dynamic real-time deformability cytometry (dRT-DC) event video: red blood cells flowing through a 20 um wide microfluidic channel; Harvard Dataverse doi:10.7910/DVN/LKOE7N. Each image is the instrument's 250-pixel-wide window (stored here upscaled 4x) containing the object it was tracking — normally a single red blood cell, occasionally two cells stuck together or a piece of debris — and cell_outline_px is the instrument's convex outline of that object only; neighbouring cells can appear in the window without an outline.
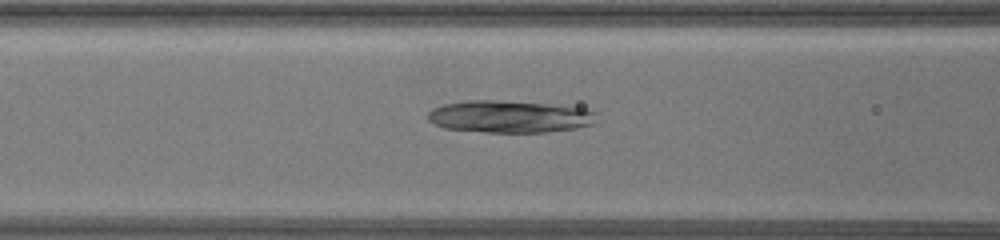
{"species": "common noctule bat (a hibernating species)", "species_latin": "Nyctalus noctula", "temperature_condition": "warm", "stored_images_in_passage": 68, "camera_frame_rate_fps": 3000, "um_per_image_px": 0.085, "animal": {"sex": "female", "body_mass_g": 19.5, "forearm_length_mm": 54.1}, "frame": {"image": 1, "passage_image": 31, "time_ms": 10.0, "image_size_px": [1000, 240], "cell_outline_px": [[596, 124], [576, 128], [544, 132], [484, 132], [444, 128], [432, 124], [428, 120], [428, 112], [432, 108], [444, 104], [468, 100], [496, 100], [552, 104], [584, 108], [596, 112]], "centroid_in_image_um": [43.31, 9.91], "position_along_channel_um": 123.3, "area_um2": 31.91}}
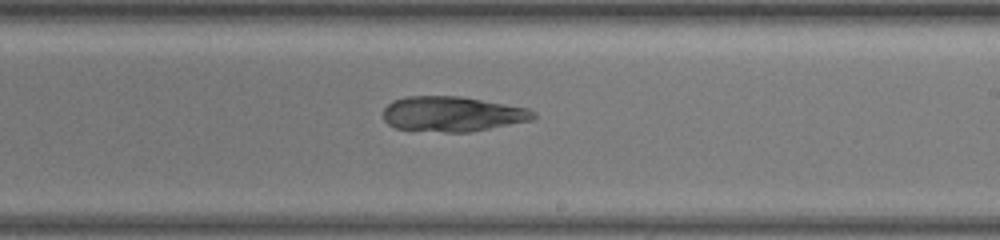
{"frame": {"image": 2, "passage_image": 43, "time_ms": 14.0, "image_size_px": [1000, 240], "cell_outline_px": [[536, 120], [468, 132], [444, 132], [396, 128], [388, 124], [384, 120], [384, 108], [392, 100], [408, 96], [460, 96], [528, 108], [536, 112]], "centroid_in_image_um": [38.49, 9.69], "position_along_channel_um": 250.5, "area_um2": 30.81}}
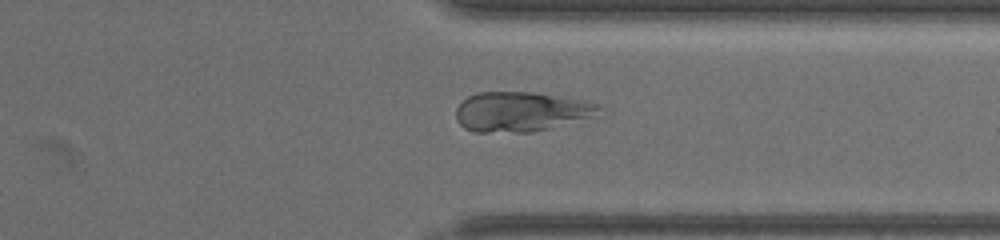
{"frame": {"image": 3, "passage_image": 54, "time_ms": 17.667, "image_size_px": [1000, 240], "cell_outline_px": [[600, 108], [592, 116], [532, 132], [476, 132], [464, 128], [456, 120], [456, 108], [468, 96], [476, 92], [532, 92], [584, 100], [600, 104]], "centroid_in_image_um": [44.21, 9.48], "position_along_channel_um": 367.2, "area_um2": 32.71}}